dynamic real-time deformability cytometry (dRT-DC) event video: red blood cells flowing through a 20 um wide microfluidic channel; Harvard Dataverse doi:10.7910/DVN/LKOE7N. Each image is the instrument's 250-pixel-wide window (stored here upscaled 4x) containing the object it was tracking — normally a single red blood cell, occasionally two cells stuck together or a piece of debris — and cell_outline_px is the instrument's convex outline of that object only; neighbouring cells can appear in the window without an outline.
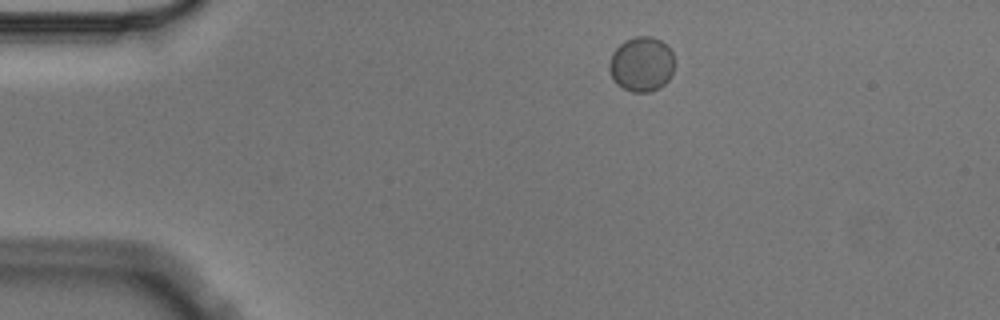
{"species": "Egyptian fruit bat (a non-hibernating species)", "species_latin": "Rousettus aegyptiacus", "temperature_condition": "cold", "stored_images_in_passage": 4, "camera_frame_rate_fps": 3000, "um_per_image_px": 0.085, "animal": {"sex": "male"}, "frame": {"image": 1, "passage_image": 1, "time_ms": 0.0, "image_size_px": [1000, 320], "cell_outline_px": [[672, 76], [660, 88], [648, 92], [632, 92], [616, 84], [608, 68], [608, 64], [612, 52], [624, 40], [636, 36], [652, 36], [660, 40], [672, 52]], "centroid_in_image_um": [54.5, 5.45], "position_along_channel_um": 30.5, "area_um2": 20.81}}
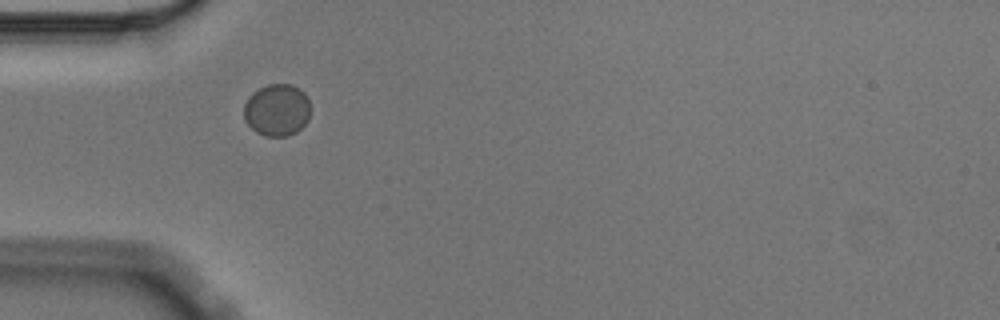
{"frame": {"image": 2, "passage_image": 3, "time_ms": 0.667, "image_size_px": [1000, 320], "cell_outline_px": [[308, 120], [296, 132], [288, 136], [264, 136], [256, 132], [244, 120], [244, 104], [248, 96], [252, 92], [268, 84], [292, 84], [300, 88], [304, 92], [308, 100]], "centroid_in_image_um": [23.51, 9.34], "position_along_channel_um": 61.5, "area_um2": 20.23}}
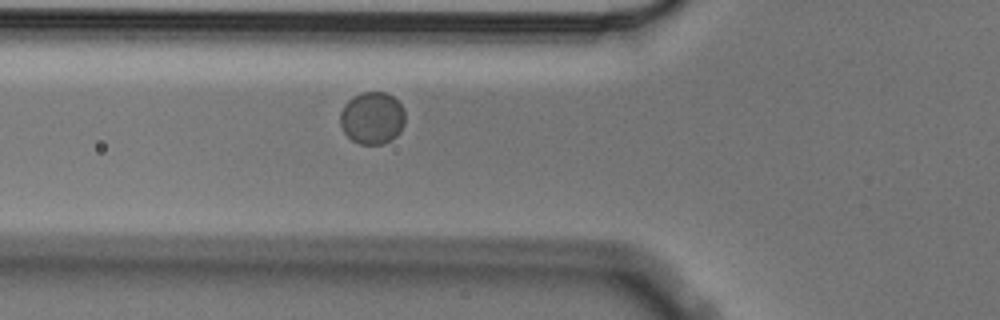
{"frame": {"image": 3, "passage_image": 4, "time_ms": 1.0, "image_size_px": [1000, 320], "cell_outline_px": [[404, 124], [400, 132], [396, 136], [380, 144], [360, 144], [352, 140], [344, 132], [340, 124], [340, 112], [344, 104], [352, 96], [360, 92], [388, 92], [404, 108]], "centroid_in_image_um": [31.62, 10.0], "position_along_channel_um": 94.2, "area_um2": 19.83}}